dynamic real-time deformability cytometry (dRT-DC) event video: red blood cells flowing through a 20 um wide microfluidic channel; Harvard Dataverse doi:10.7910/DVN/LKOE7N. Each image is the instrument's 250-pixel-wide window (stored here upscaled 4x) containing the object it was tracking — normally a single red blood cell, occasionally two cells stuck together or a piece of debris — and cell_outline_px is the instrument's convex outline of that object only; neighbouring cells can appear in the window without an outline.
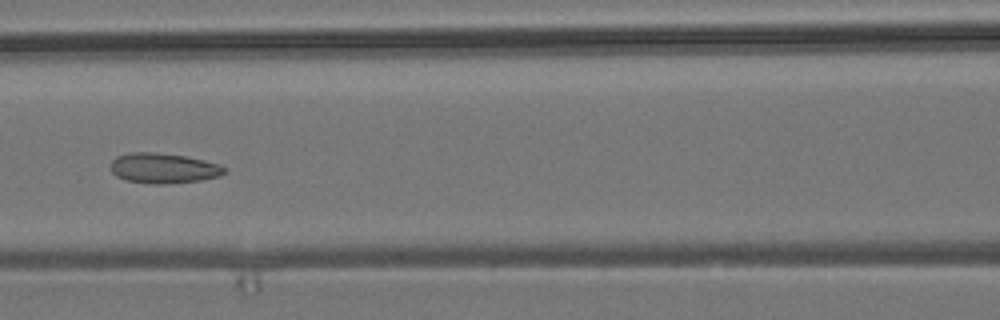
{"species": "common noctule bat (a hibernating species)", "species_latin": "Nyctalus noctula", "temperature_condition": "room temperature", "stored_images_in_passage": 4, "camera_frame_rate_fps": 3000, "um_per_image_px": 0.085, "animal": {"sex": "male", "body_mass_g": 19.2, "forearm_length_mm": 51.8}, "frame": {"image": 1, "passage_image": 4, "time_ms": 3.333, "image_size_px": [1000, 320], "cell_outline_px": [[228, 168], [220, 176], [200, 180], [160, 184], [156, 184], [128, 180], [116, 176], [112, 172], [112, 160], [116, 156], [132, 152], [156, 152], [184, 156], [204, 160], [220, 164]], "centroid_in_image_um": [13.92, 14.28], "position_along_channel_um": 152.7, "area_um2": 19.83}}